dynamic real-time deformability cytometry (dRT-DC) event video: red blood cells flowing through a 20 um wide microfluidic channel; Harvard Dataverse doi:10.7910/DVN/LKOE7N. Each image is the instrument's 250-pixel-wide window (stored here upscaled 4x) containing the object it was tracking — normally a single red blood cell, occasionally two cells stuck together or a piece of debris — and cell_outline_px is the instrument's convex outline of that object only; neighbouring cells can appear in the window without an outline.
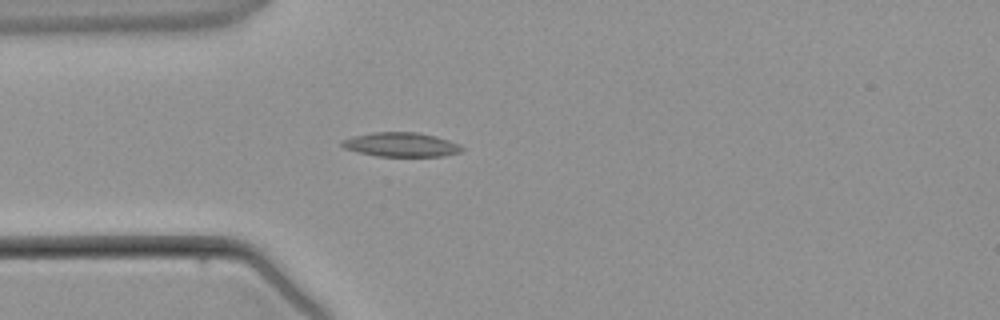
{"species": "common noctule bat (a hibernating species)", "species_latin": "Nyctalus noctula", "temperature_condition": "warm", "stored_images_in_passage": 2, "camera_frame_rate_fps": 3000, "um_per_image_px": 0.085, "animal": {"sex": "male", "body_mass_g": 21.5, "forearm_length_mm": 52.0}, "frame": {"image": 1, "passage_image": 2, "time_ms": 2.0, "image_size_px": [1000, 320], "cell_outline_px": [[464, 148], [460, 152], [444, 156], [376, 156], [344, 148], [340, 144], [344, 140], [356, 136], [376, 132], [416, 132], [436, 136], [460, 144]], "centroid_in_image_um": [34.15, 12.29], "position_along_channel_um": 50.9, "area_um2": 16.7}}